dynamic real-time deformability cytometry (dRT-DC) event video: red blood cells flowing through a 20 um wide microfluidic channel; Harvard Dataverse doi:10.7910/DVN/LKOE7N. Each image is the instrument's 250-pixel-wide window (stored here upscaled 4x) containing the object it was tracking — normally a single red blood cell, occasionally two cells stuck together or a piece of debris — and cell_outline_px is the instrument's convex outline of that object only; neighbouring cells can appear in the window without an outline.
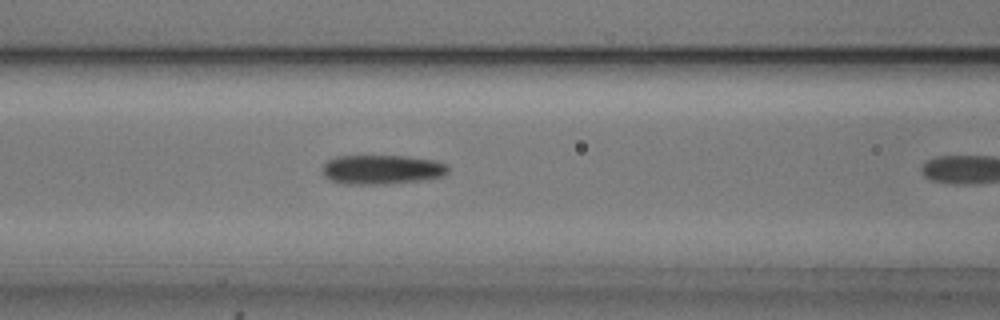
{"species": "common noctule bat (a hibernating species)", "species_latin": "Nyctalus noctula", "temperature_condition": "cold", "stored_images_in_passage": 14, "camera_frame_rate_fps": 3000, "um_per_image_px": 0.085, "animal": {"sex": "male", "body_mass_g": 20.5, "forearm_length_mm": 52.5}, "frame": {"image": 1, "passage_image": 7, "time_ms": 2.0, "image_size_px": [1000, 320], "cell_outline_px": [[448, 172], [444, 176], [428, 180], [384, 184], [344, 184], [332, 180], [324, 176], [324, 164], [328, 160], [336, 156], [408, 156], [432, 160], [444, 164], [448, 168]], "centroid_in_image_um": [32.48, 14.42], "position_along_channel_um": 134.1, "area_um2": 21.5}}
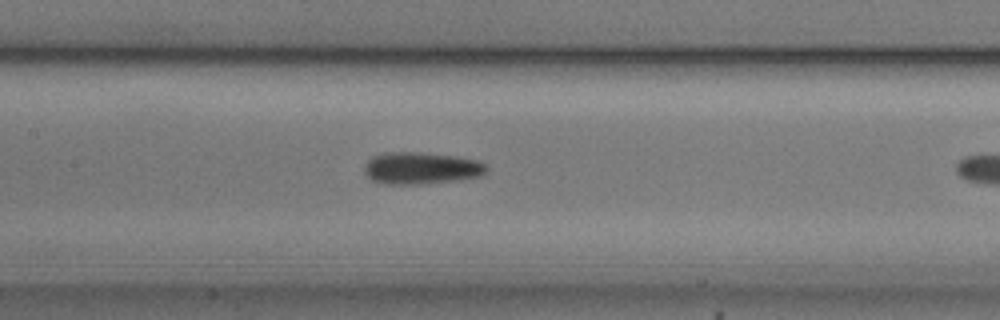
{"frame": {"image": 2, "passage_image": 10, "time_ms": 3.0, "image_size_px": [1000, 320], "cell_outline_px": [[488, 172], [480, 176], [460, 180], [420, 184], [384, 184], [372, 180], [364, 172], [364, 168], [368, 160], [372, 156], [384, 152], [416, 152], [456, 156], [476, 160], [488, 164]], "centroid_in_image_um": [35.83, 14.29], "position_along_channel_um": 171.6, "area_um2": 23.0}}